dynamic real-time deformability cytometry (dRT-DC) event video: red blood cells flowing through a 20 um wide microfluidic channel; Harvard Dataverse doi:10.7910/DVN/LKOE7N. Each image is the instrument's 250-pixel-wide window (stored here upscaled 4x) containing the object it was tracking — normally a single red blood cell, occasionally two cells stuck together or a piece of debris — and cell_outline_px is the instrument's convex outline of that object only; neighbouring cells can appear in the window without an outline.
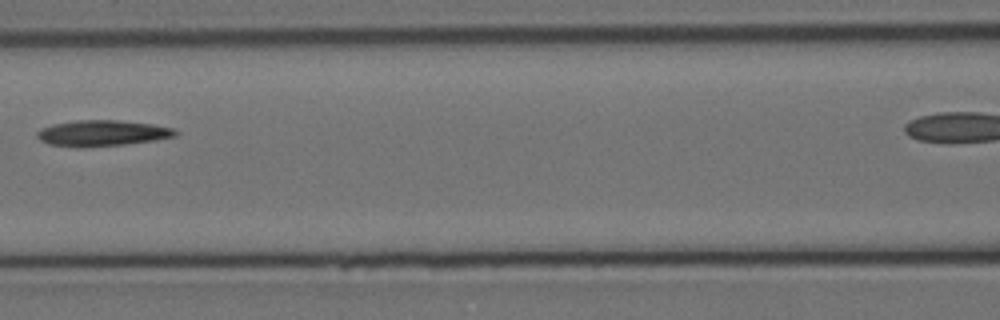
{"species": "Egyptian fruit bat (a non-hibernating species)", "species_latin": "Rousettus aegyptiacus", "temperature_condition": "cold", "stored_images_in_passage": 4, "segment_of_instrument_passage": [1, 2], "camera_frame_rate_fps": 3000, "um_per_image_px": 0.085, "animal": {"sex": "female"}, "frame": {"image": 1, "passage_image": 3, "time_ms": 2.667, "image_size_px": [1000, 320], "cell_outline_px": [[176, 136], [152, 140], [124, 144], [48, 144], [40, 140], [36, 136], [36, 132], [40, 128], [52, 124], [76, 120], [120, 120], [152, 124], [172, 128], [176, 132]], "centroid_in_image_um": [8.68, 11.26], "position_along_channel_um": 157.9, "area_um2": 19.77}}